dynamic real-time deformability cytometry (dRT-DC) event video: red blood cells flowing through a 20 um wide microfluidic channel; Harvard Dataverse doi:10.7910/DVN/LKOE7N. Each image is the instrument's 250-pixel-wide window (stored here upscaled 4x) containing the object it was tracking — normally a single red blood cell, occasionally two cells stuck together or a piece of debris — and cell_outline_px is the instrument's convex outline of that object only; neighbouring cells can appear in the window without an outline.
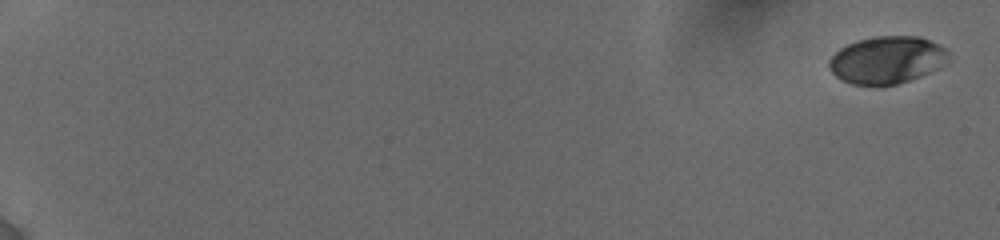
{"species": "human", "species_latin": "Homo sapiens", "temperature_condition": "cold", "stored_images_in_passage": 8, "camera_frame_rate_fps": 3000, "um_per_image_px": 0.085, "donor": {"sex": "female"}, "frame": {"image": 1, "passage_image": 1, "time_ms": 0.0, "image_size_px": [1000, 240], "cell_outline_px": [[948, 64], [920, 76], [896, 84], [852, 84], [840, 80], [828, 68], [828, 60], [840, 48], [856, 40], [876, 36], [920, 36], [944, 48], [948, 52]], "centroid_in_image_um": [75.38, 5.08], "position_along_channel_um": 9.6, "area_um2": 32.83}}
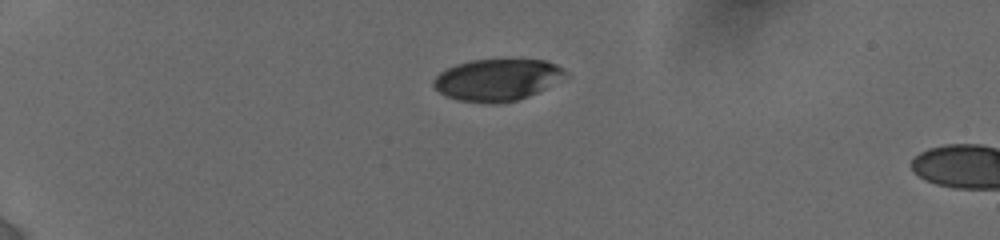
{"frame": {"image": 2, "passage_image": 7, "time_ms": 5.0, "image_size_px": [1000, 240], "cell_outline_px": [[572, 76], [528, 96], [516, 100], [500, 104], [488, 104], [456, 100], [444, 96], [432, 84], [432, 80], [440, 72], [456, 64], [472, 60], [544, 60], [556, 64], [564, 68]], "centroid_in_image_um": [42.3, 6.8], "position_along_channel_um": 42.7, "area_um2": 32.54}}